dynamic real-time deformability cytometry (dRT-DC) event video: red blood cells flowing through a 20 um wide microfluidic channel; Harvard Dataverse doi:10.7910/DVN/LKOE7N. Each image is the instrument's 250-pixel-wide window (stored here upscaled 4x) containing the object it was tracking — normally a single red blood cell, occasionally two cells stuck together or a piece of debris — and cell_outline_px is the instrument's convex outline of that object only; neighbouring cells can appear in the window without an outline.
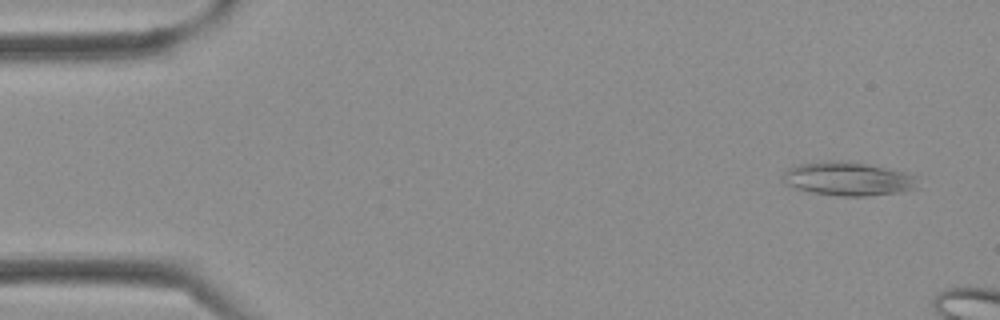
{"species": "Egyptian fruit bat (a non-hibernating species)", "species_latin": "Rousettus aegyptiacus", "temperature_condition": "cold", "stored_images_in_passage": 8, "camera_frame_rate_fps": 3000, "um_per_image_px": 0.085, "frame": {"image": 1, "passage_image": 2, "time_ms": 0.333, "image_size_px": [1000, 320], "cell_outline_px": [[920, 188], [900, 192], [868, 196], [840, 196], [812, 192], [796, 188], [780, 180], [780, 176], [788, 168], [800, 164], [824, 160], [852, 160], [892, 168], [908, 172], [920, 176]], "centroid_in_image_um": [72.19, 15.17], "position_along_channel_um": 12.8, "area_um2": 27.51}}